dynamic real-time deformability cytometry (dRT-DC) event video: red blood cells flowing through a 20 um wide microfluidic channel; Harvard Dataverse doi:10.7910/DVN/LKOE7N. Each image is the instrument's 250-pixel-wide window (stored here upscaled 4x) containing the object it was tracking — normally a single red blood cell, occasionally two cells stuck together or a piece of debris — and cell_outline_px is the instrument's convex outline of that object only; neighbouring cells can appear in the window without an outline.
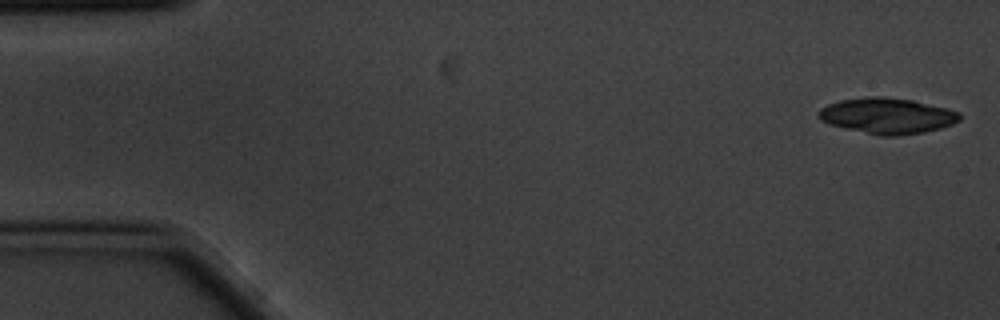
{"species": "common noctule bat (a hibernating species)", "species_latin": "Nyctalus noctula", "temperature_condition": "cold", "stored_images_in_passage": 11, "camera_frame_rate_fps": 3000, "um_per_image_px": 0.085, "animal": {"sex": "male", "body_mass_g": 20.1, "forearm_length_mm": 53.5}, "frame": {"image": 1, "passage_image": 1, "time_ms": 0.0, "image_size_px": [1000, 320], "cell_outline_px": [[960, 120], [952, 124], [940, 128], [924, 132], [896, 136], [880, 136], [844, 128], [820, 120], [816, 116], [820, 108], [828, 104], [840, 100], [864, 96], [884, 96], [912, 100], [960, 112]], "centroid_in_image_um": [75.38, 9.84], "position_along_channel_um": 9.6, "area_um2": 29.42}}